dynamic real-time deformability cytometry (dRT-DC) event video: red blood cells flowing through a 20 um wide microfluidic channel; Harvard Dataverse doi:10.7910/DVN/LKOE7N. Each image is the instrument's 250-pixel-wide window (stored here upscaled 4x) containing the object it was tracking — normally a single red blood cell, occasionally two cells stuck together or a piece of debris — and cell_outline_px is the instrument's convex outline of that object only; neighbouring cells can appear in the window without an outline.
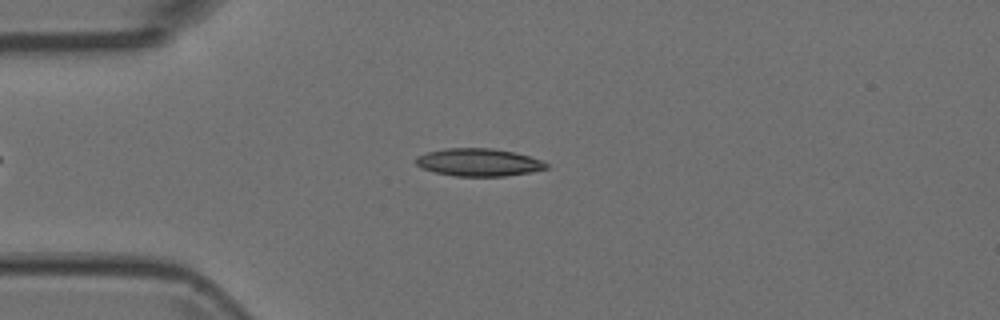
{"species": "Egyptian fruit bat (a non-hibernating species)", "species_latin": "Rousettus aegyptiacus", "temperature_condition": "room temperature", "stored_images_in_passage": 7, "camera_frame_rate_fps": 3000, "um_per_image_px": 0.085, "animal": {"sex": "female"}, "frame": {"image": 1, "passage_image": 4, "time_ms": 1.0, "image_size_px": [1000, 320], "cell_outline_px": [[548, 168], [532, 172], [504, 176], [456, 176], [436, 172], [424, 168], [416, 164], [416, 156], [428, 152], [444, 148], [492, 148], [516, 152], [540, 160], [548, 164]], "centroid_in_image_um": [40.7, 13.79], "position_along_channel_um": 44.3, "area_um2": 20.92}}
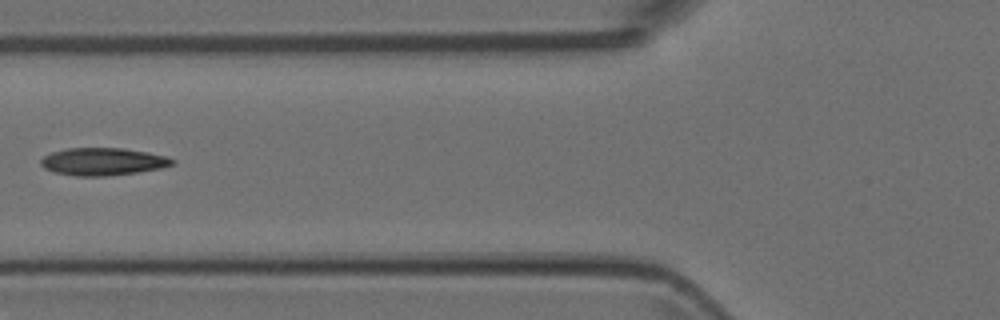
{"frame": {"image": 2, "passage_image": 6, "time_ms": 1.667, "image_size_px": [1000, 320], "cell_outline_px": [[176, 160], [172, 164], [160, 168], [136, 172], [104, 176], [76, 176], [56, 172], [44, 168], [40, 164], [40, 160], [44, 156], [52, 152], [68, 148], [124, 148], [148, 152], [168, 156]], "centroid_in_image_um": [8.75, 13.72], "position_along_channel_um": 117.1, "area_um2": 20.98}}
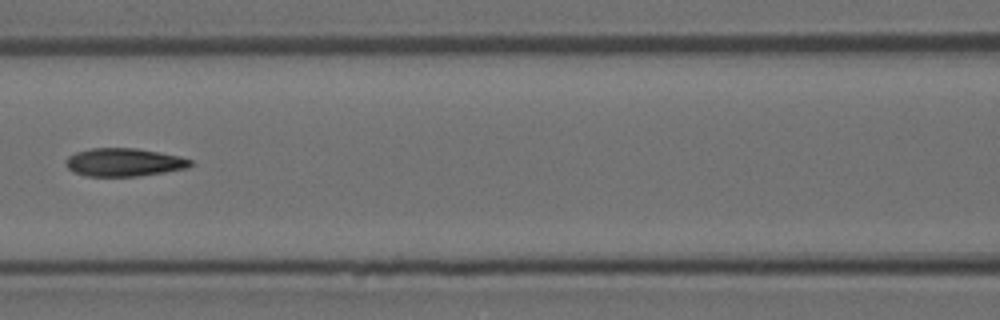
{"frame": {"image": 3, "passage_image": 7, "time_ms": 2.0, "image_size_px": [1000, 320], "cell_outline_px": [[192, 164], [188, 168], [140, 176], [84, 176], [72, 172], [64, 164], [68, 156], [76, 152], [92, 148], [136, 148], [180, 156], [192, 160]], "centroid_in_image_um": [10.52, 13.8], "position_along_channel_um": 156.1, "area_um2": 20.52}}